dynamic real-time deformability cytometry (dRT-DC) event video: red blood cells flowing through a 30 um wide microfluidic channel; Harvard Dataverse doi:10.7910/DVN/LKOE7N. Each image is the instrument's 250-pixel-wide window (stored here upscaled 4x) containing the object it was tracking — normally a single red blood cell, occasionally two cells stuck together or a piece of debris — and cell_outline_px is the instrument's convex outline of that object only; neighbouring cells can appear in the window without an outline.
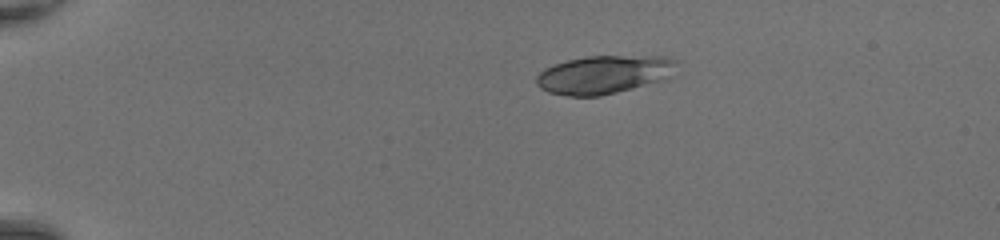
{"species": "common noctule bat (a hibernating species)", "species_latin": "Nyctalus noctula", "temperature_condition": "room temperature", "stored_images_in_passage": 39, "camera_frame_rate_fps": 3000, "um_per_image_px": 0.085, "animal": {"sex": "female", "body_mass_g": 20.0, "forearm_length_mm": 54.0}, "frame": {"image": 1, "passage_image": 1, "time_ms": 0.0, "image_size_px": [1000, 240], "cell_outline_px": [[680, 64], [676, 76], [632, 88], [600, 96], [568, 96], [548, 92], [540, 88], [536, 84], [536, 76], [544, 68], [568, 60], [588, 56], [664, 56], [676, 60]], "centroid_in_image_um": [51.41, 6.33], "position_along_channel_um": 33.6, "area_um2": 31.62}}